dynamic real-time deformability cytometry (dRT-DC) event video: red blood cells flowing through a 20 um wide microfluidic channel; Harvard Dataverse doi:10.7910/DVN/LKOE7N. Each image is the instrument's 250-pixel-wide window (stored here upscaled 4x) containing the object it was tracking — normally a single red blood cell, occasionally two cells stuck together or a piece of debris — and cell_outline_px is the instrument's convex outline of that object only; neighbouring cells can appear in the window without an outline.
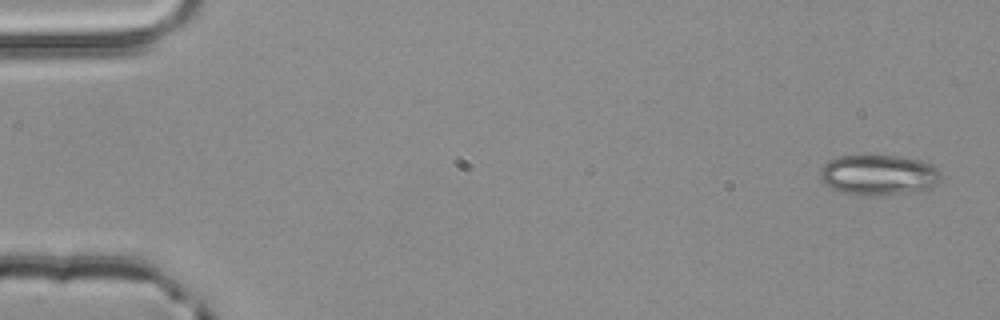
{"species": "common noctule bat (a hibernating species)", "species_latin": "Nyctalus noctula", "temperature_condition": "room temperature", "stored_images_in_passage": 4, "camera_frame_rate_fps": 3000, "um_per_image_px": 0.085, "animal": {"sex": "male", "body_mass_g": 20.4}, "frame": {"image": 1, "passage_image": 1, "time_ms": 0.0, "image_size_px": [1000, 320], "cell_outline_px": [[940, 180], [928, 188], [908, 192], [880, 196], [860, 196], [840, 192], [824, 184], [820, 176], [820, 168], [828, 160], [840, 156], [904, 156], [920, 160], [932, 164], [940, 172]], "centroid_in_image_um": [74.64, 14.87], "position_along_channel_um": 10.4, "area_um2": 28.61}}